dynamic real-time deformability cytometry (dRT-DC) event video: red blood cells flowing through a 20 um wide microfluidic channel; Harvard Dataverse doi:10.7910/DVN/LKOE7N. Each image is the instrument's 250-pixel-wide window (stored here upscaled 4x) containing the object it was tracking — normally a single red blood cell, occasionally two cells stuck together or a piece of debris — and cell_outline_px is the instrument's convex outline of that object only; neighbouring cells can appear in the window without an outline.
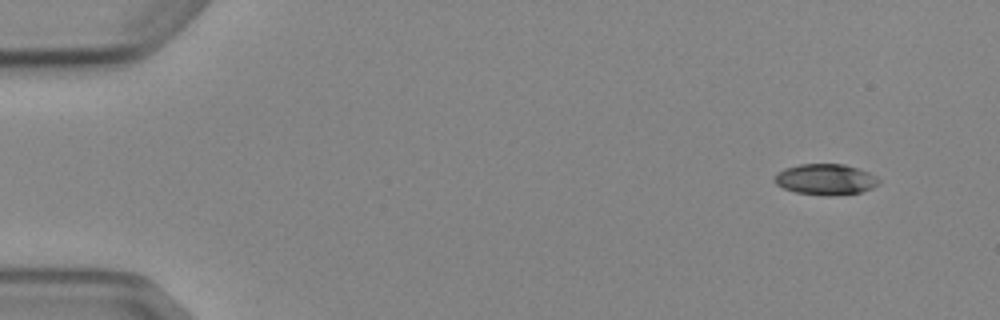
{"species": "Egyptian fruit bat (a non-hibernating species)", "species_latin": "Rousettus aegyptiacus", "temperature_condition": "cold", "stored_images_in_passage": 6, "camera_frame_rate_fps": 3000, "um_per_image_px": 0.085, "animal": {"sex": "female"}, "frame": {"image": 1, "passage_image": 1, "time_ms": 0.0, "image_size_px": [1000, 320], "cell_outline_px": [[880, 180], [872, 188], [860, 192], [832, 196], [828, 196], [796, 192], [784, 188], [776, 184], [772, 180], [784, 168], [800, 164], [844, 164], [868, 172]], "centroid_in_image_um": [70.15, 15.25], "position_along_channel_um": 14.9, "area_um2": 18.55}}
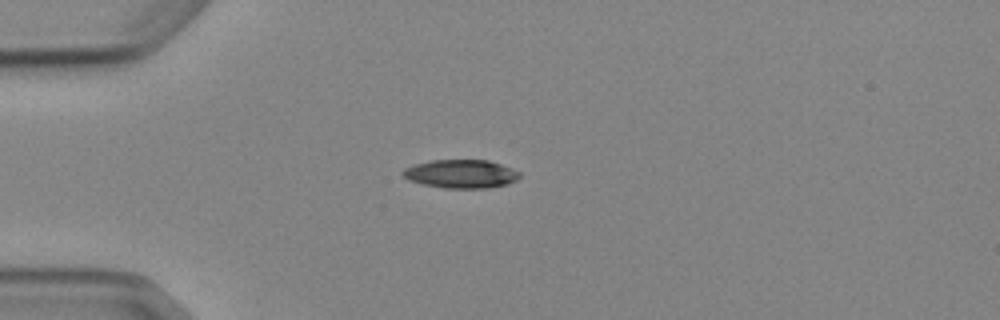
{"frame": {"image": 2, "passage_image": 4, "time_ms": 3.333, "image_size_px": [1000, 320], "cell_outline_px": [[520, 176], [516, 180], [508, 184], [488, 188], [444, 188], [424, 184], [408, 180], [400, 172], [404, 168], [416, 164], [432, 160], [488, 160], [512, 168], [520, 172]], "centroid_in_image_um": [39.19, 14.78], "position_along_channel_um": 45.8, "area_um2": 19.36}}
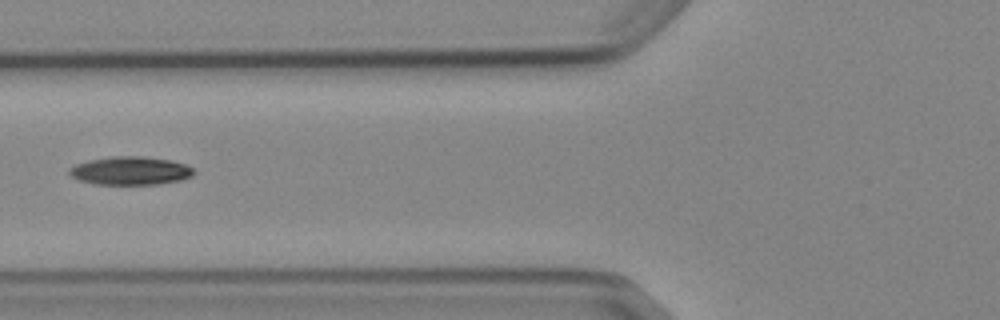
{"frame": {"image": 3, "passage_image": 6, "time_ms": 5.667, "image_size_px": [1000, 320], "cell_outline_px": [[196, 172], [192, 176], [180, 180], [156, 184], [96, 184], [80, 180], [72, 176], [68, 172], [68, 168], [76, 164], [88, 160], [112, 156], [140, 156], [172, 160], [184, 164], [192, 168]], "centroid_in_image_um": [11.08, 14.5], "position_along_channel_um": 114.7, "area_um2": 20.46}}